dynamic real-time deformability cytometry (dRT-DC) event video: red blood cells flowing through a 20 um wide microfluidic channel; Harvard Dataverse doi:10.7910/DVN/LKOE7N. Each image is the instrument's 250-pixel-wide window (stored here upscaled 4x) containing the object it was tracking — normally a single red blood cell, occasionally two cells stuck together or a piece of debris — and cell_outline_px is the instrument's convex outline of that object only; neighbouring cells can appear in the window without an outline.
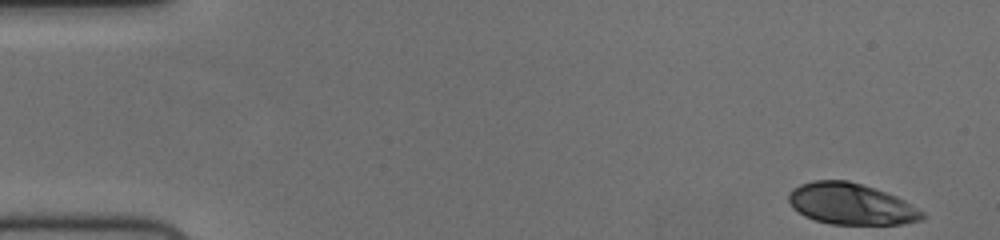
{"species": "human", "species_latin": "Homo sapiens", "temperature_condition": "cold", "stored_images_in_passage": 54, "camera_frame_rate_fps": 3000, "um_per_image_px": 0.085, "donor": {"sex": "female"}, "frame": {"image": 1, "passage_image": 1, "time_ms": 0.0, "image_size_px": [1000, 240], "cell_outline_px": [[924, 220], [900, 224], [832, 224], [816, 220], [804, 216], [792, 208], [788, 200], [788, 192], [792, 188], [800, 184], [812, 180], [848, 180], [896, 196], [904, 200], [924, 212]], "centroid_in_image_um": [72.3, 17.34], "position_along_channel_um": 12.7, "area_um2": 32.14}}
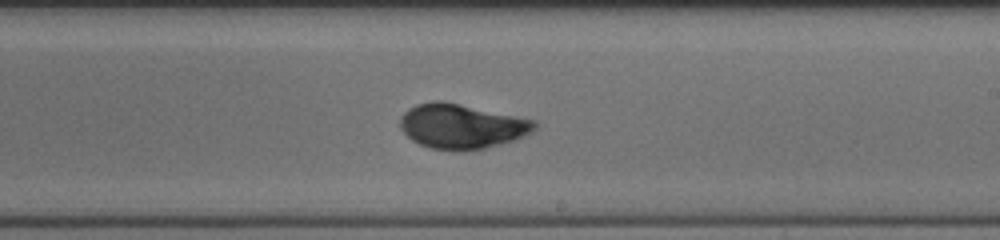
{"frame": {"image": 2, "passage_image": 31, "time_ms": 10.0, "image_size_px": [1000, 240], "cell_outline_px": [[540, 124], [532, 132], [524, 136], [500, 144], [484, 148], [460, 152], [432, 148], [420, 144], [412, 140], [400, 128], [400, 116], [408, 108], [416, 104], [432, 100], [440, 100], [460, 104], [536, 120]], "centroid_in_image_um": [39.24, 10.73], "position_along_channel_um": 249.8, "area_um2": 35.2}}
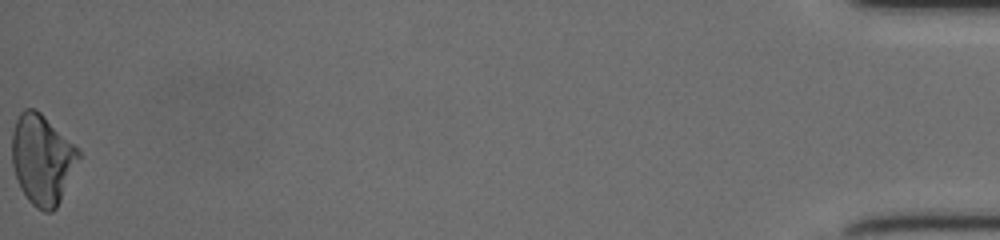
{"frame": {"image": 3, "passage_image": 54, "time_ms": 17.667, "image_size_px": [1000, 240], "cell_outline_px": [[80, 156], [60, 200], [56, 208], [52, 212], [44, 212], [36, 208], [28, 200], [20, 188], [12, 164], [12, 132], [16, 120], [20, 112], [24, 108], [36, 108], [80, 152]], "centroid_in_image_um": [3.54, 13.55], "position_along_channel_um": 431.7, "area_um2": 34.39}, "authors_computed_cell_mechanics": {"area_um2": 33.6107, "velocity_mm_per_s": 3.7053, "shape_relaxation_time_tau1_ms": 3.2143, "shape_relaxation_time_tau2_ms": 1.0342, "deformation_change_tau1": 0.1455, "deformation_change_tau2": 0.0266}}